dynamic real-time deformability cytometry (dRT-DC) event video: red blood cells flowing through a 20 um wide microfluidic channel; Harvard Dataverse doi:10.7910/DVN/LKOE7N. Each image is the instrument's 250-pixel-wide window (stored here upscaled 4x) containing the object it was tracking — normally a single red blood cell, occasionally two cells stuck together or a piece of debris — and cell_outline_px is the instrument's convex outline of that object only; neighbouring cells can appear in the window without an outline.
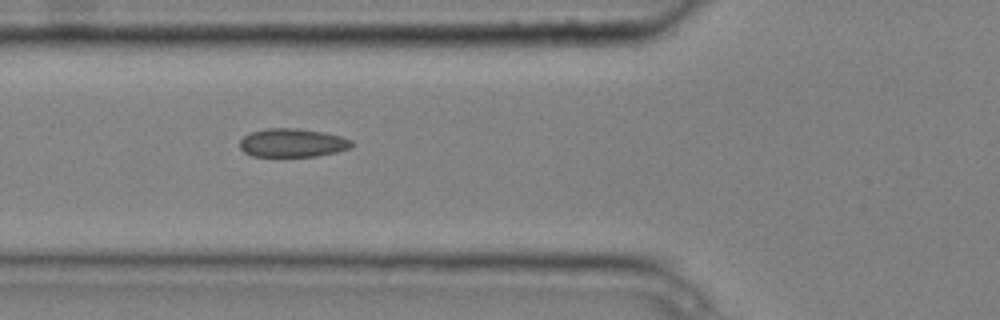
{"species": "common noctule bat (a hibernating species)", "species_latin": "Nyctalus noctula", "temperature_condition": "cold", "stored_images_in_passage": 4, "camera_frame_rate_fps": 3000, "um_per_image_px": 0.085, "animal": {"sex": "male", "body_mass_g": 20.4}, "frame": {"image": 1, "passage_image": 3, "time_ms": 0.667, "image_size_px": [1000, 320], "cell_outline_px": [[352, 144], [348, 148], [336, 152], [316, 156], [252, 156], [244, 152], [240, 148], [240, 140], [244, 136], [252, 132], [268, 128], [296, 128], [320, 132], [340, 136], [352, 140]], "centroid_in_image_um": [24.82, 12.14], "position_along_channel_um": 101.0, "area_um2": 18.32}}
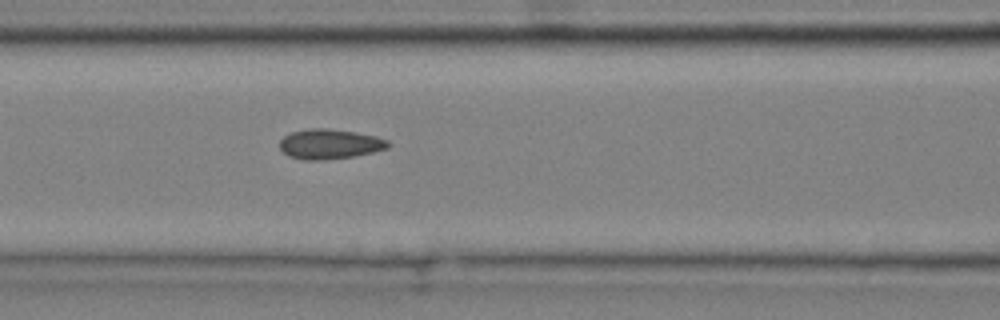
{"frame": {"image": 2, "passage_image": 4, "time_ms": 1.0, "image_size_px": [1000, 320], "cell_outline_px": [[392, 144], [388, 148], [372, 152], [352, 156], [324, 160], [304, 160], [288, 156], [280, 148], [280, 140], [284, 136], [292, 132], [312, 128], [328, 128], [356, 132], [376, 136], [388, 140]], "centroid_in_image_um": [28.04, 12.24], "position_along_channel_um": 138.6, "area_um2": 18.9}}